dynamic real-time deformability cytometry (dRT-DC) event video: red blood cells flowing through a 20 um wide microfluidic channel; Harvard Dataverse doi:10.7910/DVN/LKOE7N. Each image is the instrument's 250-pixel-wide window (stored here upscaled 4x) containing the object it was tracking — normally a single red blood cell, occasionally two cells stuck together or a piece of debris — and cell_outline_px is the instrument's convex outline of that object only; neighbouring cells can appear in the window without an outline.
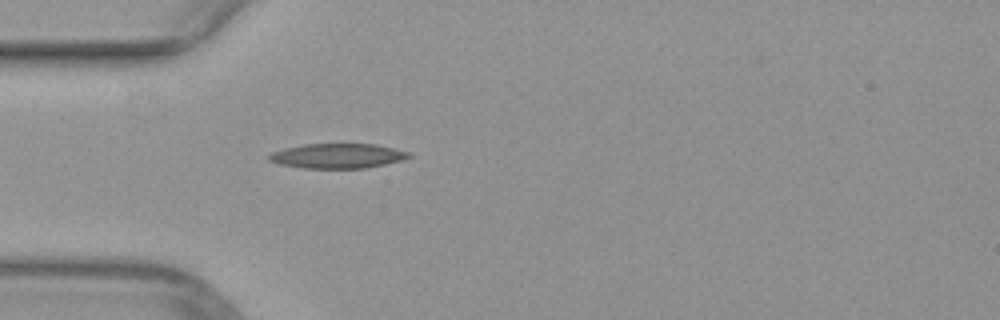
{"species": "common noctule bat (a hibernating species)", "species_latin": "Nyctalus noctula", "temperature_condition": "warm", "stored_images_in_passage": 36, "camera_frame_rate_fps": 3000, "um_per_image_px": 0.085, "animal": {"sex": "female", "body_mass_g": 29.2, "forearm_length_mm": 56.3}, "frame": {"image": 1, "passage_image": 1, "time_ms": 0.0, "image_size_px": [1000, 320], "cell_outline_px": [[412, 156], [400, 160], [384, 164], [364, 168], [304, 168], [280, 164], [268, 160], [268, 156], [272, 152], [284, 148], [304, 144], [376, 144], [408, 152]], "centroid_in_image_um": [28.65, 13.25], "position_along_channel_um": 56.3, "area_um2": 19.94}}
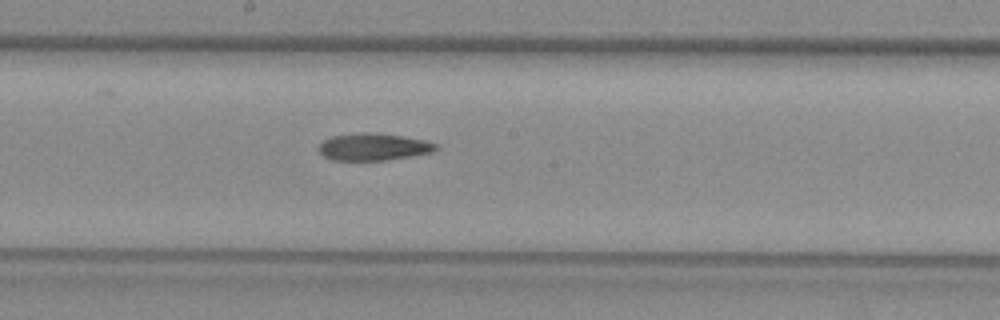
{"frame": {"image": 2, "passage_image": 13, "time_ms": 4.0, "image_size_px": [1000, 320], "cell_outline_px": [[440, 148], [432, 152], [384, 160], [332, 160], [324, 156], [316, 148], [324, 140], [332, 136], [360, 132], [372, 132], [404, 136], [424, 140], [436, 144]], "centroid_in_image_um": [31.72, 12.47], "position_along_channel_um": 216.5, "area_um2": 18.5}}
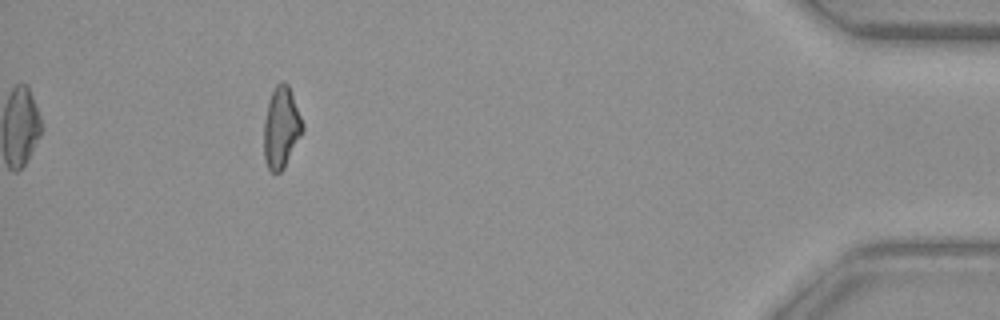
{"frame": {"image": 3, "passage_image": 32, "time_ms": 10.333, "image_size_px": [1000, 320], "cell_outline_px": [[304, 128], [284, 168], [280, 172], [272, 172], [268, 168], [264, 160], [264, 120], [268, 100], [276, 84], [280, 80], [284, 80], [288, 84], [304, 124]], "centroid_in_image_um": [23.89, 10.81], "position_along_channel_um": 411.3, "area_um2": 18.32}}